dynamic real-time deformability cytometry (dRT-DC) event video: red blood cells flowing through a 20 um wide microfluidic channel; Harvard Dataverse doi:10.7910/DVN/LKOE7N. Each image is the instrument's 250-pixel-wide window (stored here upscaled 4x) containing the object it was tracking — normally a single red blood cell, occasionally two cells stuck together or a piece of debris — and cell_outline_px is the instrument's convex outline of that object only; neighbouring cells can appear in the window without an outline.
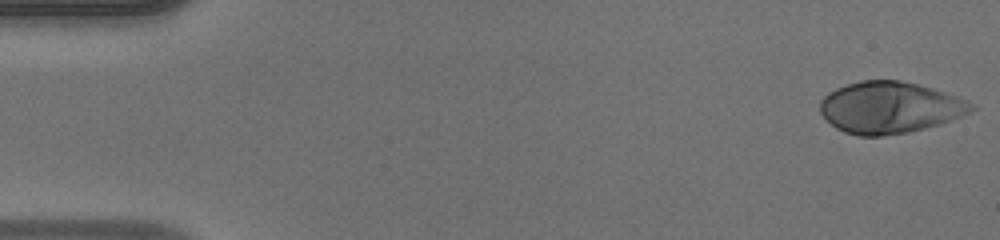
{"species": "human", "species_latin": "Homo sapiens", "temperature_condition": "warm", "stored_images_in_passage": 49, "camera_frame_rate_fps": 3000, "um_per_image_px": 0.085, "donor": {"sex": "male"}, "frame": {"image": 1, "passage_image": 1, "time_ms": 0.0, "image_size_px": [1000, 240], "cell_outline_px": [[976, 108], [960, 116], [940, 124], [908, 132], [880, 136], [856, 136], [844, 132], [836, 128], [820, 112], [820, 100], [828, 92], [836, 88], [860, 80], [900, 80], [932, 88], [968, 100]], "centroid_in_image_um": [75.6, 9.13], "position_along_channel_um": 9.4, "area_um2": 45.26}}
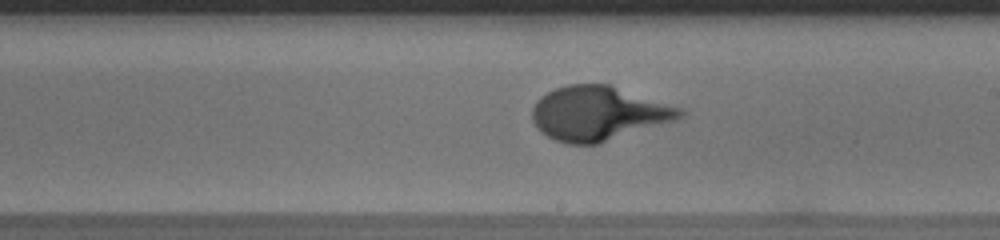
{"frame": {"image": 2, "passage_image": 28, "time_ms": 9.0, "image_size_px": [1000, 240], "cell_outline_px": [[684, 116], [676, 120], [600, 144], [568, 144], [556, 140], [540, 132], [532, 120], [532, 108], [536, 100], [540, 96], [556, 88], [568, 84], [608, 84], [684, 108]], "centroid_in_image_um": [50.87, 9.64], "position_along_channel_um": 238.1, "area_um2": 46.99}}
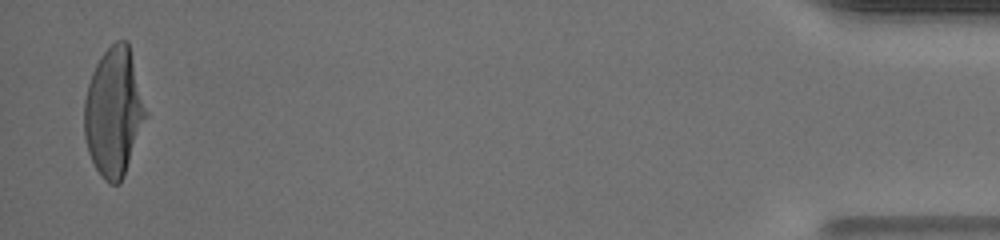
{"frame": {"image": 3, "passage_image": 48, "time_ms": 15.667, "image_size_px": [1000, 240], "cell_outline_px": [[148, 116], [124, 176], [120, 184], [108, 184], [100, 176], [88, 152], [84, 136], [84, 100], [88, 84], [92, 72], [100, 56], [116, 40], [128, 40]], "centroid_in_image_um": [9.67, 9.55], "position_along_channel_um": 425.5, "area_um2": 46.36}}